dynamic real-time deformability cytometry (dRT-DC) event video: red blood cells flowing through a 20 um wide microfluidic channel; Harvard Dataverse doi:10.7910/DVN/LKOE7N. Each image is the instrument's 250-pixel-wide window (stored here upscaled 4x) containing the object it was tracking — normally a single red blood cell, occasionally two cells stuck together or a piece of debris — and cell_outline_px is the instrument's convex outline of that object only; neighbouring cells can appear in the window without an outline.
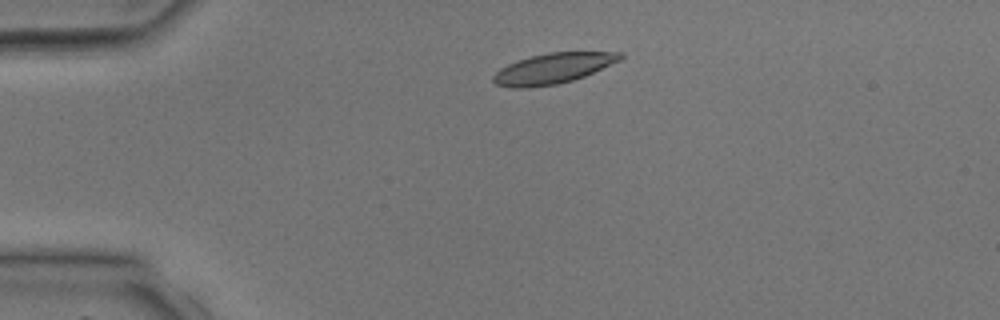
{"species": "common noctule bat (a hibernating species)", "species_latin": "Nyctalus noctula", "temperature_condition": "room temperature", "stored_images_in_passage": 2, "camera_frame_rate_fps": 3000, "um_per_image_px": 0.085, "animal": {"sex": "male", "body_mass_g": 17.9, "forearm_length_mm": 54.2}, "frame": {"image": 1, "passage_image": 1, "time_ms": 0.0, "image_size_px": [1000, 320], "cell_outline_px": [[624, 56], [620, 60], [584, 76], [572, 80], [556, 84], [528, 88], [512, 88], [496, 84], [492, 80], [492, 76], [500, 68], [508, 64], [532, 56], [548, 52], [624, 52]], "centroid_in_image_um": [46.99, 5.82], "position_along_channel_um": 38.0, "area_um2": 22.31}}